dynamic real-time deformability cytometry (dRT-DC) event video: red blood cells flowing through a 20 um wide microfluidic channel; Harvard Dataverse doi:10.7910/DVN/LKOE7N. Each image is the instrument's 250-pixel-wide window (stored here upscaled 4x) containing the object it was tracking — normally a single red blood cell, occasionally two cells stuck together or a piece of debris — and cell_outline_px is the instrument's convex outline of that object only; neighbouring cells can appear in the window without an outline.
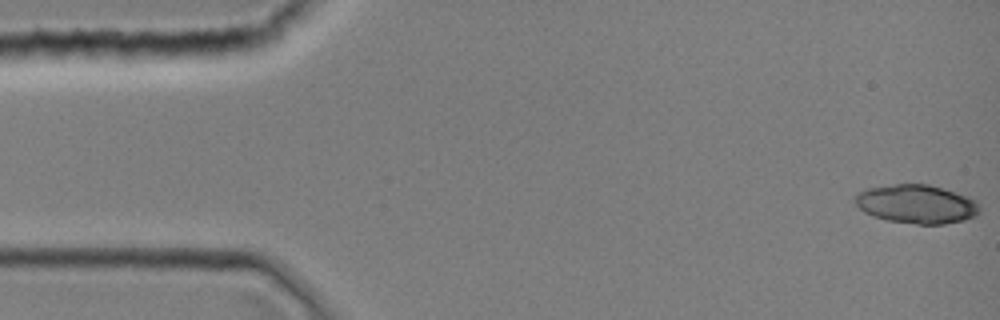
{"species": "common noctule bat (a hibernating species)", "species_latin": "Nyctalus noctula", "temperature_condition": "room temperature", "stored_images_in_passage": 11, "camera_frame_rate_fps": 3000, "um_per_image_px": 0.085, "animal": {"sex": "female", "body_mass_g": 19.0, "forearm_length_mm": 51.5}, "frame": {"image": 1, "passage_image": 1, "time_ms": 0.0, "image_size_px": [1000, 320], "cell_outline_px": [[980, 212], [976, 216], [964, 220], [944, 224], [916, 224], [888, 220], [872, 216], [864, 212], [852, 200], [852, 196], [864, 188], [896, 184], [928, 184], [944, 188], [968, 196], [976, 200], [980, 204]], "centroid_in_image_um": [77.9, 17.34], "position_along_channel_um": 7.1, "area_um2": 28.55}}
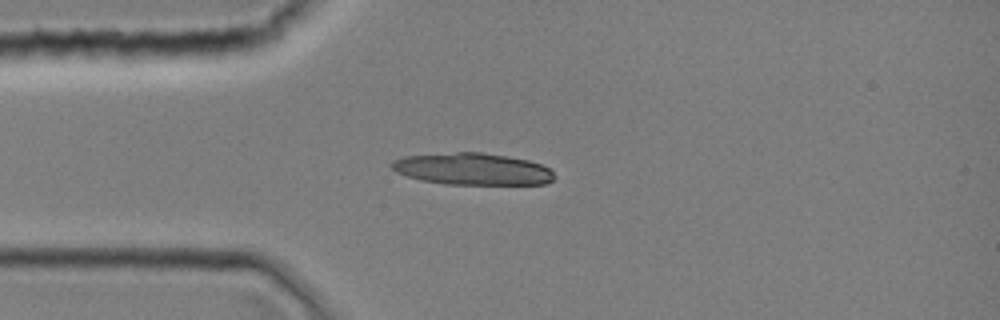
{"frame": {"image": 2, "passage_image": 10, "time_ms": 3.0, "image_size_px": [1000, 320], "cell_outline_px": [[556, 176], [548, 184], [444, 184], [420, 180], [396, 172], [388, 164], [392, 160], [404, 156], [456, 152], [480, 152], [508, 156], [528, 160], [540, 164], [548, 168]], "centroid_in_image_um": [40.14, 14.36], "position_along_channel_um": 44.9, "area_um2": 30.29}}